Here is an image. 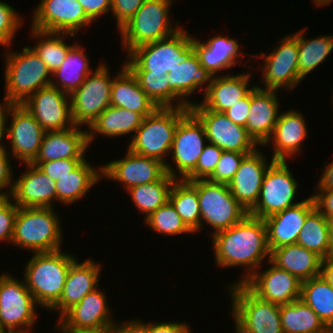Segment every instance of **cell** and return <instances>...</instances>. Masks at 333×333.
<instances>
[{
	"label": "cell",
	"instance_id": "obj_1",
	"mask_svg": "<svg viewBox=\"0 0 333 333\" xmlns=\"http://www.w3.org/2000/svg\"><path fill=\"white\" fill-rule=\"evenodd\" d=\"M215 262L222 268L245 266L247 272L240 280L244 283L263 264L265 258L270 261L267 227L264 219L247 214L240 222L211 234Z\"/></svg>",
	"mask_w": 333,
	"mask_h": 333
},
{
	"label": "cell",
	"instance_id": "obj_2",
	"mask_svg": "<svg viewBox=\"0 0 333 333\" xmlns=\"http://www.w3.org/2000/svg\"><path fill=\"white\" fill-rule=\"evenodd\" d=\"M190 111L188 107H158L145 116L131 138L128 149L142 156L152 157L165 164L166 172L177 179V172L165 161L170 153L179 121Z\"/></svg>",
	"mask_w": 333,
	"mask_h": 333
},
{
	"label": "cell",
	"instance_id": "obj_3",
	"mask_svg": "<svg viewBox=\"0 0 333 333\" xmlns=\"http://www.w3.org/2000/svg\"><path fill=\"white\" fill-rule=\"evenodd\" d=\"M75 260L61 249L32 255L26 263L23 281L39 306L50 310L59 301Z\"/></svg>",
	"mask_w": 333,
	"mask_h": 333
},
{
	"label": "cell",
	"instance_id": "obj_4",
	"mask_svg": "<svg viewBox=\"0 0 333 333\" xmlns=\"http://www.w3.org/2000/svg\"><path fill=\"white\" fill-rule=\"evenodd\" d=\"M194 52L191 35L180 28L167 38L132 49L124 63L132 73L167 75Z\"/></svg>",
	"mask_w": 333,
	"mask_h": 333
},
{
	"label": "cell",
	"instance_id": "obj_5",
	"mask_svg": "<svg viewBox=\"0 0 333 333\" xmlns=\"http://www.w3.org/2000/svg\"><path fill=\"white\" fill-rule=\"evenodd\" d=\"M54 207H18L11 243L33 253L62 249V230Z\"/></svg>",
	"mask_w": 333,
	"mask_h": 333
},
{
	"label": "cell",
	"instance_id": "obj_6",
	"mask_svg": "<svg viewBox=\"0 0 333 333\" xmlns=\"http://www.w3.org/2000/svg\"><path fill=\"white\" fill-rule=\"evenodd\" d=\"M5 99L23 104L39 89L51 85L52 74L35 51L25 46L21 52H5Z\"/></svg>",
	"mask_w": 333,
	"mask_h": 333
},
{
	"label": "cell",
	"instance_id": "obj_7",
	"mask_svg": "<svg viewBox=\"0 0 333 333\" xmlns=\"http://www.w3.org/2000/svg\"><path fill=\"white\" fill-rule=\"evenodd\" d=\"M173 0H146L132 18L119 30L121 44L128 54L144 44L167 38L181 27L170 22V6Z\"/></svg>",
	"mask_w": 333,
	"mask_h": 333
},
{
	"label": "cell",
	"instance_id": "obj_8",
	"mask_svg": "<svg viewBox=\"0 0 333 333\" xmlns=\"http://www.w3.org/2000/svg\"><path fill=\"white\" fill-rule=\"evenodd\" d=\"M230 286L236 333H284L280 305L260 299L243 283Z\"/></svg>",
	"mask_w": 333,
	"mask_h": 333
},
{
	"label": "cell",
	"instance_id": "obj_9",
	"mask_svg": "<svg viewBox=\"0 0 333 333\" xmlns=\"http://www.w3.org/2000/svg\"><path fill=\"white\" fill-rule=\"evenodd\" d=\"M36 305L25 281L7 272L0 275V325L7 332L31 333L36 324Z\"/></svg>",
	"mask_w": 333,
	"mask_h": 333
},
{
	"label": "cell",
	"instance_id": "obj_10",
	"mask_svg": "<svg viewBox=\"0 0 333 333\" xmlns=\"http://www.w3.org/2000/svg\"><path fill=\"white\" fill-rule=\"evenodd\" d=\"M197 193L202 230L204 222L212 227L214 234L235 225L248 214L233 197L228 184L197 180Z\"/></svg>",
	"mask_w": 333,
	"mask_h": 333
},
{
	"label": "cell",
	"instance_id": "obj_11",
	"mask_svg": "<svg viewBox=\"0 0 333 333\" xmlns=\"http://www.w3.org/2000/svg\"><path fill=\"white\" fill-rule=\"evenodd\" d=\"M100 64L78 89L69 95L71 114L76 126L89 127L111 105L110 94L114 77H110L107 64Z\"/></svg>",
	"mask_w": 333,
	"mask_h": 333
},
{
	"label": "cell",
	"instance_id": "obj_12",
	"mask_svg": "<svg viewBox=\"0 0 333 333\" xmlns=\"http://www.w3.org/2000/svg\"><path fill=\"white\" fill-rule=\"evenodd\" d=\"M287 161H274L262 180V187L256 205L248 212L257 218L265 219L300 202H293L298 182L290 172Z\"/></svg>",
	"mask_w": 333,
	"mask_h": 333
},
{
	"label": "cell",
	"instance_id": "obj_13",
	"mask_svg": "<svg viewBox=\"0 0 333 333\" xmlns=\"http://www.w3.org/2000/svg\"><path fill=\"white\" fill-rule=\"evenodd\" d=\"M189 109L203 124L206 142L223 151L240 153H252L259 147L245 127L233 123L224 113L208 110L197 102Z\"/></svg>",
	"mask_w": 333,
	"mask_h": 333
},
{
	"label": "cell",
	"instance_id": "obj_14",
	"mask_svg": "<svg viewBox=\"0 0 333 333\" xmlns=\"http://www.w3.org/2000/svg\"><path fill=\"white\" fill-rule=\"evenodd\" d=\"M276 49L268 55L261 51L259 58H264L262 65V77L266 87L258 88L277 90L285 88L286 90H294L302 81L299 77L298 69V42L291 34L282 37Z\"/></svg>",
	"mask_w": 333,
	"mask_h": 333
},
{
	"label": "cell",
	"instance_id": "obj_15",
	"mask_svg": "<svg viewBox=\"0 0 333 333\" xmlns=\"http://www.w3.org/2000/svg\"><path fill=\"white\" fill-rule=\"evenodd\" d=\"M22 105L45 132L62 131L75 126L70 96L52 85L39 89Z\"/></svg>",
	"mask_w": 333,
	"mask_h": 333
},
{
	"label": "cell",
	"instance_id": "obj_16",
	"mask_svg": "<svg viewBox=\"0 0 333 333\" xmlns=\"http://www.w3.org/2000/svg\"><path fill=\"white\" fill-rule=\"evenodd\" d=\"M33 18V29L70 34L93 22L77 0H41Z\"/></svg>",
	"mask_w": 333,
	"mask_h": 333
},
{
	"label": "cell",
	"instance_id": "obj_17",
	"mask_svg": "<svg viewBox=\"0 0 333 333\" xmlns=\"http://www.w3.org/2000/svg\"><path fill=\"white\" fill-rule=\"evenodd\" d=\"M205 140L207 137L203 124L189 111L179 121L170 149L178 180H184L196 168L206 145Z\"/></svg>",
	"mask_w": 333,
	"mask_h": 333
},
{
	"label": "cell",
	"instance_id": "obj_18",
	"mask_svg": "<svg viewBox=\"0 0 333 333\" xmlns=\"http://www.w3.org/2000/svg\"><path fill=\"white\" fill-rule=\"evenodd\" d=\"M10 117L11 124L7 127L6 137L11 143V151H7L6 147L5 150L15 159L31 163L38 154L45 131L22 104L13 105Z\"/></svg>",
	"mask_w": 333,
	"mask_h": 333
},
{
	"label": "cell",
	"instance_id": "obj_19",
	"mask_svg": "<svg viewBox=\"0 0 333 333\" xmlns=\"http://www.w3.org/2000/svg\"><path fill=\"white\" fill-rule=\"evenodd\" d=\"M268 263L271 267L261 273L258 269L243 284L267 302L283 305L299 300L302 281L288 271L278 268L271 261Z\"/></svg>",
	"mask_w": 333,
	"mask_h": 333
},
{
	"label": "cell",
	"instance_id": "obj_20",
	"mask_svg": "<svg viewBox=\"0 0 333 333\" xmlns=\"http://www.w3.org/2000/svg\"><path fill=\"white\" fill-rule=\"evenodd\" d=\"M127 150L124 158L101 166L103 178L116 180L128 190L133 186L155 182L166 173L165 164L160 160Z\"/></svg>",
	"mask_w": 333,
	"mask_h": 333
},
{
	"label": "cell",
	"instance_id": "obj_21",
	"mask_svg": "<svg viewBox=\"0 0 333 333\" xmlns=\"http://www.w3.org/2000/svg\"><path fill=\"white\" fill-rule=\"evenodd\" d=\"M96 288L68 309L59 320L68 328L109 332L116 324L111 318L103 291Z\"/></svg>",
	"mask_w": 333,
	"mask_h": 333
},
{
	"label": "cell",
	"instance_id": "obj_22",
	"mask_svg": "<svg viewBox=\"0 0 333 333\" xmlns=\"http://www.w3.org/2000/svg\"><path fill=\"white\" fill-rule=\"evenodd\" d=\"M273 162L271 158V161L267 163L263 153L256 149L243 158L234 177L228 183L231 194L247 212L256 205L263 177Z\"/></svg>",
	"mask_w": 333,
	"mask_h": 333
},
{
	"label": "cell",
	"instance_id": "obj_23",
	"mask_svg": "<svg viewBox=\"0 0 333 333\" xmlns=\"http://www.w3.org/2000/svg\"><path fill=\"white\" fill-rule=\"evenodd\" d=\"M24 165L27 170L14 179L10 198L18 207L52 208L56 200L55 181L36 165Z\"/></svg>",
	"mask_w": 333,
	"mask_h": 333
},
{
	"label": "cell",
	"instance_id": "obj_24",
	"mask_svg": "<svg viewBox=\"0 0 333 333\" xmlns=\"http://www.w3.org/2000/svg\"><path fill=\"white\" fill-rule=\"evenodd\" d=\"M169 81V107H188L195 102L187 100L197 89L206 84L205 91L211 84L213 75L201 66L199 57L194 52L188 60L177 65L167 73ZM201 88V89H200ZM179 101H178V100ZM178 101L176 104H174Z\"/></svg>",
	"mask_w": 333,
	"mask_h": 333
},
{
	"label": "cell",
	"instance_id": "obj_25",
	"mask_svg": "<svg viewBox=\"0 0 333 333\" xmlns=\"http://www.w3.org/2000/svg\"><path fill=\"white\" fill-rule=\"evenodd\" d=\"M315 208L313 197L265 218L268 246L273 249L296 244L307 215Z\"/></svg>",
	"mask_w": 333,
	"mask_h": 333
},
{
	"label": "cell",
	"instance_id": "obj_26",
	"mask_svg": "<svg viewBox=\"0 0 333 333\" xmlns=\"http://www.w3.org/2000/svg\"><path fill=\"white\" fill-rule=\"evenodd\" d=\"M277 90L258 88L251 90L250 113L245 128L248 134L260 146L271 137L279 117V99Z\"/></svg>",
	"mask_w": 333,
	"mask_h": 333
},
{
	"label": "cell",
	"instance_id": "obj_27",
	"mask_svg": "<svg viewBox=\"0 0 333 333\" xmlns=\"http://www.w3.org/2000/svg\"><path fill=\"white\" fill-rule=\"evenodd\" d=\"M306 127L305 119L300 111L280 112L273 133L263 146L272 142L273 160L286 161L302 149V142L308 136Z\"/></svg>",
	"mask_w": 333,
	"mask_h": 333
},
{
	"label": "cell",
	"instance_id": "obj_28",
	"mask_svg": "<svg viewBox=\"0 0 333 333\" xmlns=\"http://www.w3.org/2000/svg\"><path fill=\"white\" fill-rule=\"evenodd\" d=\"M99 263L86 259L78 263L77 259L71 264L64 289L59 301L50 309L60 312L59 318L73 305L79 303L85 295L98 288L100 272Z\"/></svg>",
	"mask_w": 333,
	"mask_h": 333
},
{
	"label": "cell",
	"instance_id": "obj_29",
	"mask_svg": "<svg viewBox=\"0 0 333 333\" xmlns=\"http://www.w3.org/2000/svg\"><path fill=\"white\" fill-rule=\"evenodd\" d=\"M73 126L62 131L45 132L36 158L32 162L59 159H85L87 130Z\"/></svg>",
	"mask_w": 333,
	"mask_h": 333
},
{
	"label": "cell",
	"instance_id": "obj_30",
	"mask_svg": "<svg viewBox=\"0 0 333 333\" xmlns=\"http://www.w3.org/2000/svg\"><path fill=\"white\" fill-rule=\"evenodd\" d=\"M250 78L249 72L213 76L208 89L203 91L201 104L208 110L224 113L253 89L255 85L249 86Z\"/></svg>",
	"mask_w": 333,
	"mask_h": 333
},
{
	"label": "cell",
	"instance_id": "obj_31",
	"mask_svg": "<svg viewBox=\"0 0 333 333\" xmlns=\"http://www.w3.org/2000/svg\"><path fill=\"white\" fill-rule=\"evenodd\" d=\"M192 44L201 66L213 76H217V72L219 74L220 71L231 69L238 62L239 55H244L238 41L226 36L216 35L206 42L192 37Z\"/></svg>",
	"mask_w": 333,
	"mask_h": 333
},
{
	"label": "cell",
	"instance_id": "obj_32",
	"mask_svg": "<svg viewBox=\"0 0 333 333\" xmlns=\"http://www.w3.org/2000/svg\"><path fill=\"white\" fill-rule=\"evenodd\" d=\"M114 77L111 86V106L120 107L143 117L153 113L158 107L150 97L142 90L137 78L125 66Z\"/></svg>",
	"mask_w": 333,
	"mask_h": 333
},
{
	"label": "cell",
	"instance_id": "obj_33",
	"mask_svg": "<svg viewBox=\"0 0 333 333\" xmlns=\"http://www.w3.org/2000/svg\"><path fill=\"white\" fill-rule=\"evenodd\" d=\"M270 261L302 282L321 274L322 258L297 243L273 249Z\"/></svg>",
	"mask_w": 333,
	"mask_h": 333
},
{
	"label": "cell",
	"instance_id": "obj_34",
	"mask_svg": "<svg viewBox=\"0 0 333 333\" xmlns=\"http://www.w3.org/2000/svg\"><path fill=\"white\" fill-rule=\"evenodd\" d=\"M143 118L140 113L110 105L89 126L87 131L88 146L93 142L95 134L115 138L135 133Z\"/></svg>",
	"mask_w": 333,
	"mask_h": 333
},
{
	"label": "cell",
	"instance_id": "obj_35",
	"mask_svg": "<svg viewBox=\"0 0 333 333\" xmlns=\"http://www.w3.org/2000/svg\"><path fill=\"white\" fill-rule=\"evenodd\" d=\"M102 178V167L96 169L85 158L74 170L55 181L56 201L72 204L85 197Z\"/></svg>",
	"mask_w": 333,
	"mask_h": 333
},
{
	"label": "cell",
	"instance_id": "obj_36",
	"mask_svg": "<svg viewBox=\"0 0 333 333\" xmlns=\"http://www.w3.org/2000/svg\"><path fill=\"white\" fill-rule=\"evenodd\" d=\"M80 44H75L60 65V67L52 73L57 81L51 80V85L57 87L60 91L71 95L85 81L87 76L91 74L87 55ZM59 79V80H58Z\"/></svg>",
	"mask_w": 333,
	"mask_h": 333
},
{
	"label": "cell",
	"instance_id": "obj_37",
	"mask_svg": "<svg viewBox=\"0 0 333 333\" xmlns=\"http://www.w3.org/2000/svg\"><path fill=\"white\" fill-rule=\"evenodd\" d=\"M169 201L184 224L194 233L201 231V212L197 193V180L176 179L169 193Z\"/></svg>",
	"mask_w": 333,
	"mask_h": 333
},
{
	"label": "cell",
	"instance_id": "obj_38",
	"mask_svg": "<svg viewBox=\"0 0 333 333\" xmlns=\"http://www.w3.org/2000/svg\"><path fill=\"white\" fill-rule=\"evenodd\" d=\"M175 180L166 172L155 182L133 186L127 190L139 212L145 214L144 220L169 200Z\"/></svg>",
	"mask_w": 333,
	"mask_h": 333
},
{
	"label": "cell",
	"instance_id": "obj_39",
	"mask_svg": "<svg viewBox=\"0 0 333 333\" xmlns=\"http://www.w3.org/2000/svg\"><path fill=\"white\" fill-rule=\"evenodd\" d=\"M304 32V29H300L297 33L292 34L298 42V69L301 80L314 71L333 50V35L305 39Z\"/></svg>",
	"mask_w": 333,
	"mask_h": 333
},
{
	"label": "cell",
	"instance_id": "obj_40",
	"mask_svg": "<svg viewBox=\"0 0 333 333\" xmlns=\"http://www.w3.org/2000/svg\"><path fill=\"white\" fill-rule=\"evenodd\" d=\"M280 318L284 333H316L326 327L316 312L301 299L280 305Z\"/></svg>",
	"mask_w": 333,
	"mask_h": 333
},
{
	"label": "cell",
	"instance_id": "obj_41",
	"mask_svg": "<svg viewBox=\"0 0 333 333\" xmlns=\"http://www.w3.org/2000/svg\"><path fill=\"white\" fill-rule=\"evenodd\" d=\"M300 299L326 326H333V288L321 274L302 282Z\"/></svg>",
	"mask_w": 333,
	"mask_h": 333
},
{
	"label": "cell",
	"instance_id": "obj_42",
	"mask_svg": "<svg viewBox=\"0 0 333 333\" xmlns=\"http://www.w3.org/2000/svg\"><path fill=\"white\" fill-rule=\"evenodd\" d=\"M33 37L39 39L38 43L31 47L38 57L46 64L51 72H55L65 60L68 51L76 44L65 43V35L75 37V34L47 32L31 28ZM63 35V36H62Z\"/></svg>",
	"mask_w": 333,
	"mask_h": 333
},
{
	"label": "cell",
	"instance_id": "obj_43",
	"mask_svg": "<svg viewBox=\"0 0 333 333\" xmlns=\"http://www.w3.org/2000/svg\"><path fill=\"white\" fill-rule=\"evenodd\" d=\"M296 243L322 259L330 255L328 220L316 207L307 215Z\"/></svg>",
	"mask_w": 333,
	"mask_h": 333
},
{
	"label": "cell",
	"instance_id": "obj_44",
	"mask_svg": "<svg viewBox=\"0 0 333 333\" xmlns=\"http://www.w3.org/2000/svg\"><path fill=\"white\" fill-rule=\"evenodd\" d=\"M145 221V222H144ZM154 232L173 236L185 233H193L183 222L180 215L176 212L172 203L168 200L159 207L148 218L143 220Z\"/></svg>",
	"mask_w": 333,
	"mask_h": 333
},
{
	"label": "cell",
	"instance_id": "obj_45",
	"mask_svg": "<svg viewBox=\"0 0 333 333\" xmlns=\"http://www.w3.org/2000/svg\"><path fill=\"white\" fill-rule=\"evenodd\" d=\"M142 90L157 107H169V81L167 75L157 73H133Z\"/></svg>",
	"mask_w": 333,
	"mask_h": 333
},
{
	"label": "cell",
	"instance_id": "obj_46",
	"mask_svg": "<svg viewBox=\"0 0 333 333\" xmlns=\"http://www.w3.org/2000/svg\"><path fill=\"white\" fill-rule=\"evenodd\" d=\"M247 154L249 153L223 151L215 170L207 180L214 183L228 184Z\"/></svg>",
	"mask_w": 333,
	"mask_h": 333
},
{
	"label": "cell",
	"instance_id": "obj_47",
	"mask_svg": "<svg viewBox=\"0 0 333 333\" xmlns=\"http://www.w3.org/2000/svg\"><path fill=\"white\" fill-rule=\"evenodd\" d=\"M223 150L207 143L197 162L196 168L184 179L186 181L207 180L215 170Z\"/></svg>",
	"mask_w": 333,
	"mask_h": 333
},
{
	"label": "cell",
	"instance_id": "obj_48",
	"mask_svg": "<svg viewBox=\"0 0 333 333\" xmlns=\"http://www.w3.org/2000/svg\"><path fill=\"white\" fill-rule=\"evenodd\" d=\"M8 3L0 1V44L10 46L13 37L22 25V17Z\"/></svg>",
	"mask_w": 333,
	"mask_h": 333
},
{
	"label": "cell",
	"instance_id": "obj_49",
	"mask_svg": "<svg viewBox=\"0 0 333 333\" xmlns=\"http://www.w3.org/2000/svg\"><path fill=\"white\" fill-rule=\"evenodd\" d=\"M18 206L10 197H0V241L12 240Z\"/></svg>",
	"mask_w": 333,
	"mask_h": 333
},
{
	"label": "cell",
	"instance_id": "obj_50",
	"mask_svg": "<svg viewBox=\"0 0 333 333\" xmlns=\"http://www.w3.org/2000/svg\"><path fill=\"white\" fill-rule=\"evenodd\" d=\"M84 159H59L45 162H31L42 170L53 181L74 170Z\"/></svg>",
	"mask_w": 333,
	"mask_h": 333
},
{
	"label": "cell",
	"instance_id": "obj_51",
	"mask_svg": "<svg viewBox=\"0 0 333 333\" xmlns=\"http://www.w3.org/2000/svg\"><path fill=\"white\" fill-rule=\"evenodd\" d=\"M146 0H112L111 13L120 29L138 11Z\"/></svg>",
	"mask_w": 333,
	"mask_h": 333
},
{
	"label": "cell",
	"instance_id": "obj_52",
	"mask_svg": "<svg viewBox=\"0 0 333 333\" xmlns=\"http://www.w3.org/2000/svg\"><path fill=\"white\" fill-rule=\"evenodd\" d=\"M145 333H191L189 325L183 322H147L144 323L138 319L134 320Z\"/></svg>",
	"mask_w": 333,
	"mask_h": 333
},
{
	"label": "cell",
	"instance_id": "obj_53",
	"mask_svg": "<svg viewBox=\"0 0 333 333\" xmlns=\"http://www.w3.org/2000/svg\"><path fill=\"white\" fill-rule=\"evenodd\" d=\"M251 91L235 105L226 110L224 114L235 124L245 127L250 113Z\"/></svg>",
	"mask_w": 333,
	"mask_h": 333
},
{
	"label": "cell",
	"instance_id": "obj_54",
	"mask_svg": "<svg viewBox=\"0 0 333 333\" xmlns=\"http://www.w3.org/2000/svg\"><path fill=\"white\" fill-rule=\"evenodd\" d=\"M312 195L315 207L327 220L333 219V188H317Z\"/></svg>",
	"mask_w": 333,
	"mask_h": 333
},
{
	"label": "cell",
	"instance_id": "obj_55",
	"mask_svg": "<svg viewBox=\"0 0 333 333\" xmlns=\"http://www.w3.org/2000/svg\"><path fill=\"white\" fill-rule=\"evenodd\" d=\"M11 155L6 152L4 149L0 153V190L2 189H7V192H0V197H10L12 188H13V176H12V168H11V163H10V157Z\"/></svg>",
	"mask_w": 333,
	"mask_h": 333
},
{
	"label": "cell",
	"instance_id": "obj_56",
	"mask_svg": "<svg viewBox=\"0 0 333 333\" xmlns=\"http://www.w3.org/2000/svg\"><path fill=\"white\" fill-rule=\"evenodd\" d=\"M86 15L95 21L105 13L111 12L112 0H77Z\"/></svg>",
	"mask_w": 333,
	"mask_h": 333
},
{
	"label": "cell",
	"instance_id": "obj_57",
	"mask_svg": "<svg viewBox=\"0 0 333 333\" xmlns=\"http://www.w3.org/2000/svg\"><path fill=\"white\" fill-rule=\"evenodd\" d=\"M4 102L0 104V141H3L7 132V120L14 103L3 98Z\"/></svg>",
	"mask_w": 333,
	"mask_h": 333
},
{
	"label": "cell",
	"instance_id": "obj_58",
	"mask_svg": "<svg viewBox=\"0 0 333 333\" xmlns=\"http://www.w3.org/2000/svg\"><path fill=\"white\" fill-rule=\"evenodd\" d=\"M108 333H145L144 330L134 321L129 320L123 324H115Z\"/></svg>",
	"mask_w": 333,
	"mask_h": 333
},
{
	"label": "cell",
	"instance_id": "obj_59",
	"mask_svg": "<svg viewBox=\"0 0 333 333\" xmlns=\"http://www.w3.org/2000/svg\"><path fill=\"white\" fill-rule=\"evenodd\" d=\"M324 173L321 175L320 181L316 188H333V160L329 165H323Z\"/></svg>",
	"mask_w": 333,
	"mask_h": 333
},
{
	"label": "cell",
	"instance_id": "obj_60",
	"mask_svg": "<svg viewBox=\"0 0 333 333\" xmlns=\"http://www.w3.org/2000/svg\"><path fill=\"white\" fill-rule=\"evenodd\" d=\"M321 275L333 288V256L329 255L325 259H322Z\"/></svg>",
	"mask_w": 333,
	"mask_h": 333
},
{
	"label": "cell",
	"instance_id": "obj_61",
	"mask_svg": "<svg viewBox=\"0 0 333 333\" xmlns=\"http://www.w3.org/2000/svg\"><path fill=\"white\" fill-rule=\"evenodd\" d=\"M57 324L58 325H56V327L58 326L57 329H59V332L61 330V333H108V332L77 330L73 328H68L60 320H58Z\"/></svg>",
	"mask_w": 333,
	"mask_h": 333
},
{
	"label": "cell",
	"instance_id": "obj_62",
	"mask_svg": "<svg viewBox=\"0 0 333 333\" xmlns=\"http://www.w3.org/2000/svg\"><path fill=\"white\" fill-rule=\"evenodd\" d=\"M330 255L333 256V219L328 220Z\"/></svg>",
	"mask_w": 333,
	"mask_h": 333
},
{
	"label": "cell",
	"instance_id": "obj_63",
	"mask_svg": "<svg viewBox=\"0 0 333 333\" xmlns=\"http://www.w3.org/2000/svg\"><path fill=\"white\" fill-rule=\"evenodd\" d=\"M313 1H314L315 5H317V7H319V6L322 7V6L328 5L333 0H312V2Z\"/></svg>",
	"mask_w": 333,
	"mask_h": 333
},
{
	"label": "cell",
	"instance_id": "obj_64",
	"mask_svg": "<svg viewBox=\"0 0 333 333\" xmlns=\"http://www.w3.org/2000/svg\"><path fill=\"white\" fill-rule=\"evenodd\" d=\"M316 333H333V326H326L323 330Z\"/></svg>",
	"mask_w": 333,
	"mask_h": 333
},
{
	"label": "cell",
	"instance_id": "obj_65",
	"mask_svg": "<svg viewBox=\"0 0 333 333\" xmlns=\"http://www.w3.org/2000/svg\"><path fill=\"white\" fill-rule=\"evenodd\" d=\"M5 149V145L2 144V141H0V153Z\"/></svg>",
	"mask_w": 333,
	"mask_h": 333
},
{
	"label": "cell",
	"instance_id": "obj_66",
	"mask_svg": "<svg viewBox=\"0 0 333 333\" xmlns=\"http://www.w3.org/2000/svg\"><path fill=\"white\" fill-rule=\"evenodd\" d=\"M7 331L0 325V333H6Z\"/></svg>",
	"mask_w": 333,
	"mask_h": 333
},
{
	"label": "cell",
	"instance_id": "obj_67",
	"mask_svg": "<svg viewBox=\"0 0 333 333\" xmlns=\"http://www.w3.org/2000/svg\"><path fill=\"white\" fill-rule=\"evenodd\" d=\"M6 333H23V332H6Z\"/></svg>",
	"mask_w": 333,
	"mask_h": 333
}]
</instances>
